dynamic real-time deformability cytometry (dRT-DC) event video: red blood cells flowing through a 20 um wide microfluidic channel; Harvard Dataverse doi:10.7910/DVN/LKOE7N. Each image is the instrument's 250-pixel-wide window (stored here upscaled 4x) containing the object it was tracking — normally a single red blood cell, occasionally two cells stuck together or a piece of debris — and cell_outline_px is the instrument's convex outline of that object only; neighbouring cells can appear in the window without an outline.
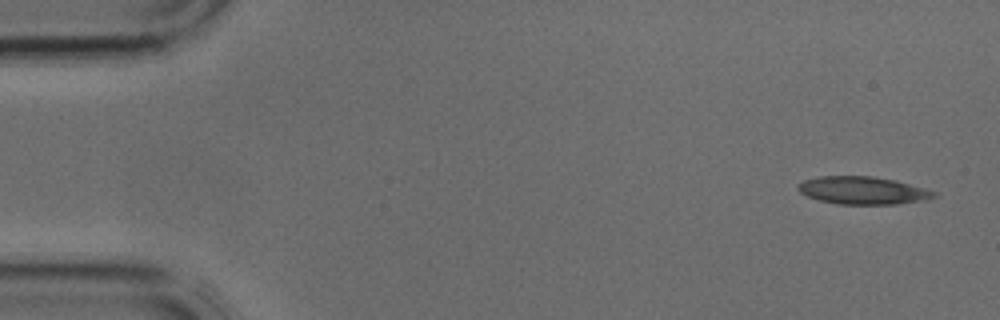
{"species": "common noctule bat (a hibernating species)", "species_latin": "Nyctalus noctula", "temperature_condition": "cold", "stored_images_in_passage": 3, "camera_frame_rate_fps": 3000, "um_per_image_px": 0.085, "animal": {"sex": "male", "body_mass_g": 17.9, "forearm_length_mm": 54.2}, "frame": {"image": 1, "passage_image": 1, "time_ms": 0.0, "image_size_px": [1000, 320], "cell_outline_px": [[936, 196], [920, 200], [896, 204], [836, 204], [820, 200], [808, 196], [800, 192], [796, 188], [796, 184], [804, 180], [820, 176], [872, 176], [896, 180], [924, 188], [936, 192]], "centroid_in_image_um": [73.28, 16.18], "position_along_channel_um": 11.7, "area_um2": 21.79}}